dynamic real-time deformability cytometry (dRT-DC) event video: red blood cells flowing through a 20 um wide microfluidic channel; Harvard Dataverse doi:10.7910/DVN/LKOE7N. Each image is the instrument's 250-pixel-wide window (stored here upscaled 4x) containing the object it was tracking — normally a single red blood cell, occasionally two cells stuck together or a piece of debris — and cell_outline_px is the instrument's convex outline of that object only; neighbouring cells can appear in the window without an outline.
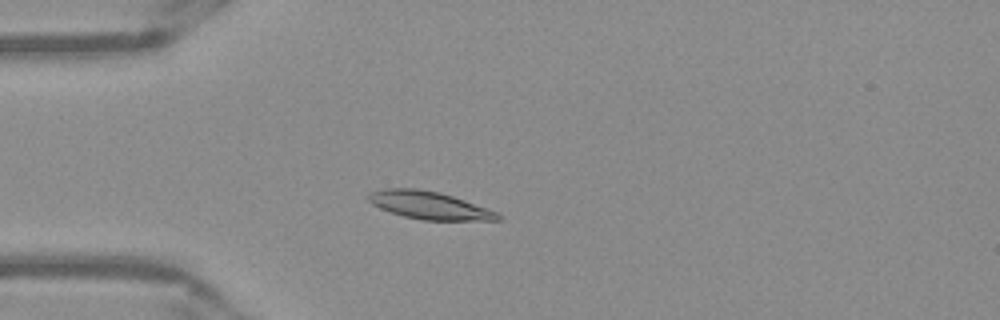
{"species": "Egyptian fruit bat (a non-hibernating species)", "species_latin": "Rousettus aegyptiacus", "temperature_condition": "warm", "stored_images_in_passage": 49, "camera_frame_rate_fps": 3000, "um_per_image_px": 0.085, "frame": {"image": 1, "passage_image": 11, "time_ms": 3.333, "image_size_px": [1000, 320], "cell_outline_px": [[500, 220], [424, 220], [404, 216], [380, 208], [372, 204], [368, 200], [368, 192], [384, 188], [416, 188], [440, 192], [464, 200], [496, 212], [500, 216]], "centroid_in_image_um": [36.43, 17.44], "position_along_channel_um": 48.6, "area_um2": 20.63}}
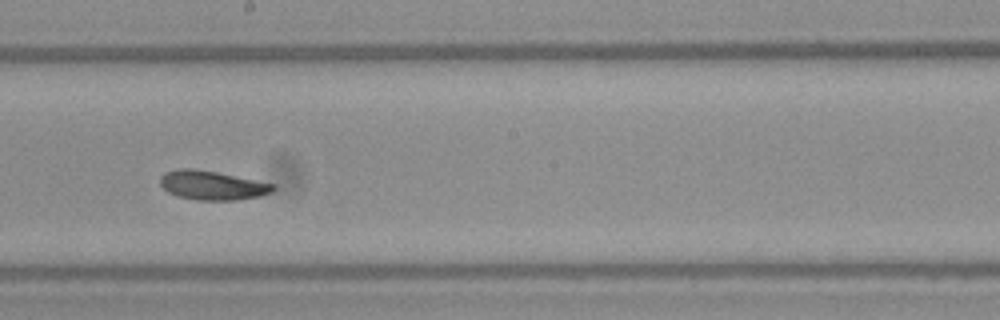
{"frame": {"image": 2, "passage_image": 26, "time_ms": 8.333, "image_size_px": [1000, 320], "cell_outline_px": [[276, 188], [272, 192], [260, 196], [236, 200], [196, 200], [180, 196], [168, 192], [160, 184], [160, 176], [164, 172], [180, 168], [192, 168], [216, 172], [276, 184]], "centroid_in_image_um": [18.05, 15.75], "position_along_channel_um": 230.1, "area_um2": 19.13}}
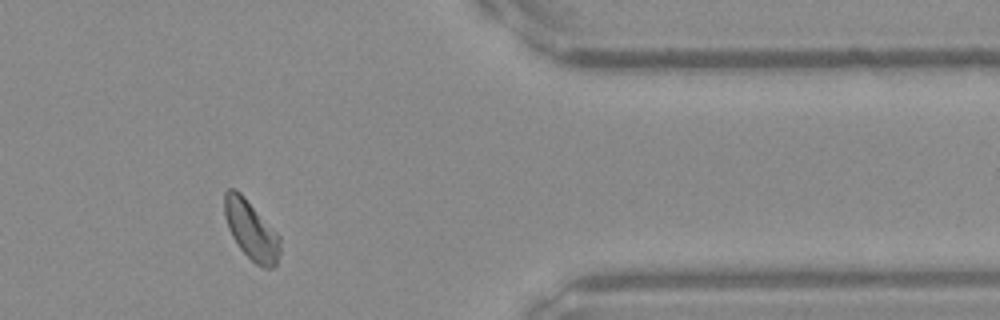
{"frame": {"image": 3, "passage_image": 40, "time_ms": 13.0, "image_size_px": [1000, 320], "cell_outline_px": [[280, 252], [276, 264], [272, 268], [264, 268], [256, 264], [240, 248], [232, 236], [228, 228], [224, 216], [224, 192], [228, 188], [236, 188], [244, 196], [280, 236]], "centroid_in_image_um": [21.33, 19.54], "position_along_channel_um": 390.1, "area_um2": 19.07}, "authors_computed_cell_mechanics": {"area_um2": 19.363, "velocity_mm_per_s": 3.9056, "shape_relaxation_time_tau1_ms": 5.8239, "shape_relaxation_time_tau2_ms": null, "deformation_change_tau1": 0.1407, "deformation_change_tau2": null}}